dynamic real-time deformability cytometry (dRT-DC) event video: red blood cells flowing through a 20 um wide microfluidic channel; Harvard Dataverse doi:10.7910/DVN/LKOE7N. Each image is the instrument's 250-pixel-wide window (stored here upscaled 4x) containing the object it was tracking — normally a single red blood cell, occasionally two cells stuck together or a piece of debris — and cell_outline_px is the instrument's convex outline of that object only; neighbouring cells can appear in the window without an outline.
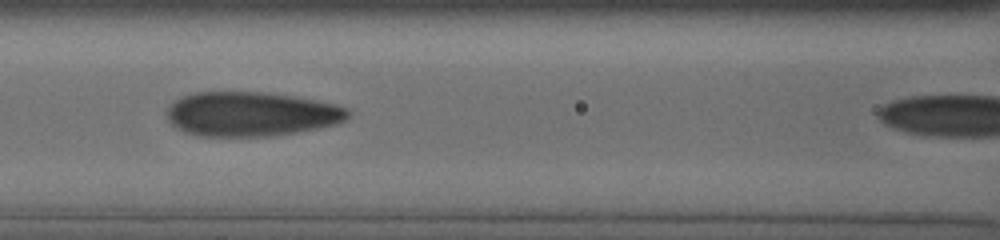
{"species": "human", "species_latin": "Homo sapiens", "temperature_condition": "cold", "stored_images_in_passage": 9, "segment_of_instrument_passage": [1, 2], "camera_frame_rate_fps": 3000, "um_per_image_px": 0.085, "donor": {"sex": "male"}, "frame": {"image": 1, "passage_image": 7, "time_ms": 5.667, "image_size_px": [1000, 240], "cell_outline_px": [[348, 116], [344, 120], [336, 124], [320, 128], [272, 136], [200, 136], [184, 132], [172, 124], [168, 120], [168, 108], [176, 100], [184, 96], [196, 92], [260, 92], [292, 96], [316, 100], [348, 108]], "centroid_in_image_um": [21.34, 9.7], "position_along_channel_um": 145.3, "area_um2": 46.53}}